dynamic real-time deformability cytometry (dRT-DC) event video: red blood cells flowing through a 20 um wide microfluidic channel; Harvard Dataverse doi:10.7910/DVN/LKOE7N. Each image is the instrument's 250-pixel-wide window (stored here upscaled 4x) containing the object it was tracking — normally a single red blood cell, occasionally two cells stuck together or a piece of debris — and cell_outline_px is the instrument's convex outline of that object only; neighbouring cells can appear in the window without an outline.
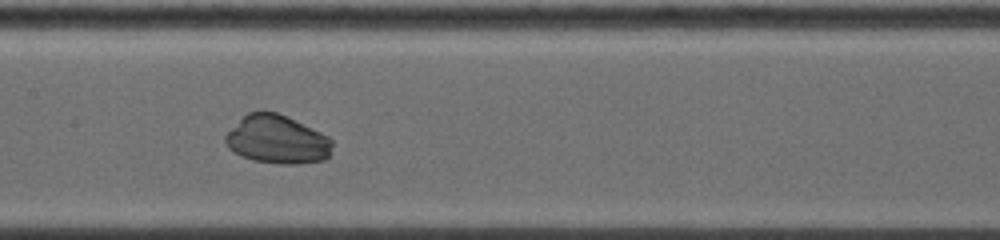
{"species": "common noctule bat (a hibernating species)", "species_latin": "Nyctalus noctula", "temperature_condition": "warm", "stored_images_in_passage": 20, "camera_frame_rate_fps": 5000, "um_per_image_px": 0.085, "animal": {"sex": "female", "body_mass_g": 19.0, "forearm_length_mm": 53.3}, "frame": {"image": 1, "passage_image": 8, "time_ms": 5.8, "image_size_px": [1000, 240], "cell_outline_px": [[332, 144], [328, 156], [324, 160], [296, 164], [280, 164], [252, 160], [240, 156], [232, 152], [228, 148], [224, 140], [224, 136], [248, 112], [276, 112], [320, 132], [328, 136], [332, 140]], "centroid_in_image_um": [23.53, 11.89], "position_along_channel_um": 183.9, "area_um2": 29.82}}
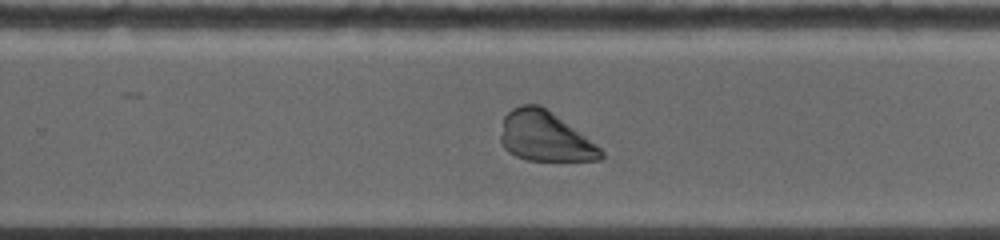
{"frame": {"image": 2, "passage_image": 13, "time_ms": 8.4, "image_size_px": [1000, 240], "cell_outline_px": [[604, 156], [600, 160], [528, 160], [516, 156], [508, 152], [500, 144], [500, 136], [504, 116], [512, 108], [520, 104], [540, 104], [596, 144], [604, 152]], "centroid_in_image_um": [46.27, 11.6], "position_along_channel_um": 283.5, "area_um2": 28.96}}
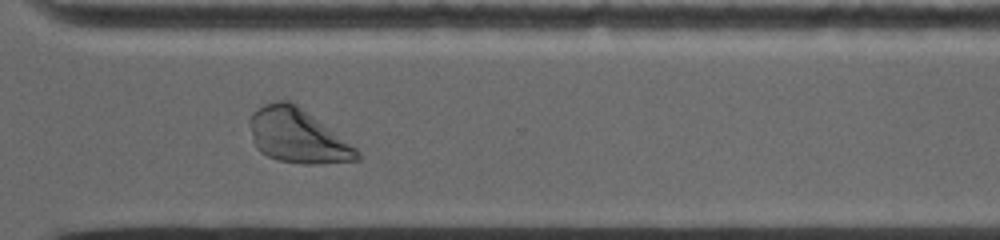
{"frame": {"image": 3, "passage_image": 17, "time_ms": 10.0, "image_size_px": [1000, 240], "cell_outline_px": [[360, 160], [316, 164], [304, 164], [276, 160], [260, 152], [256, 148], [252, 140], [248, 120], [252, 112], [264, 104], [280, 100], [288, 100], [296, 104], [356, 148], [360, 152]], "centroid_in_image_um": [25.24, 11.56], "position_along_channel_um": 345.4, "area_um2": 33.64}}